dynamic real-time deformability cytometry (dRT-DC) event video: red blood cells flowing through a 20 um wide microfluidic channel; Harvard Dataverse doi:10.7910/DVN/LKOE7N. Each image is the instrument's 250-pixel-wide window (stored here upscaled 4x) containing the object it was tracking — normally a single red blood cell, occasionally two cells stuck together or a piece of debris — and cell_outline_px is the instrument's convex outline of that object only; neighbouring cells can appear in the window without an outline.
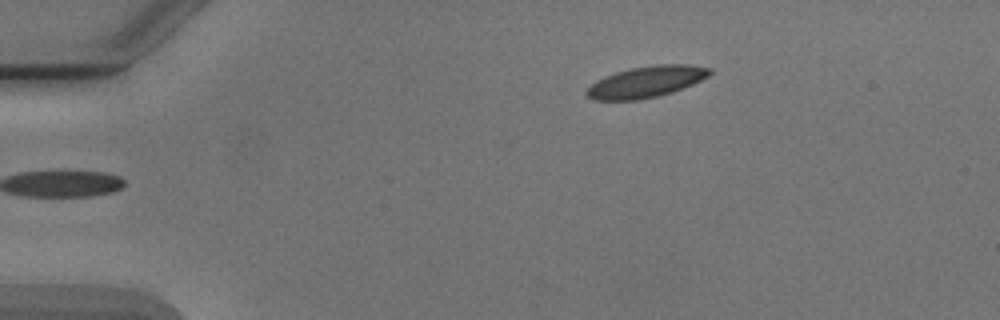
{"species": "Egyptian fruit bat (a non-hibernating species)", "species_latin": "Rousettus aegyptiacus", "temperature_condition": "cold", "stored_images_in_passage": 6, "camera_frame_rate_fps": 3000, "um_per_image_px": 0.085, "animal": {"sex": "male"}, "frame": {"image": 1, "passage_image": 6, "time_ms": 6.0, "image_size_px": [1000, 320], "cell_outline_px": [[712, 72], [708, 76], [692, 84], [672, 92], [656, 96], [636, 100], [592, 100], [584, 92], [596, 80], [604, 76], [616, 72], [632, 68], [656, 64], [688, 64], [712, 68]], "centroid_in_image_um": [54.92, 6.95], "position_along_channel_um": 30.1, "area_um2": 22.31}}